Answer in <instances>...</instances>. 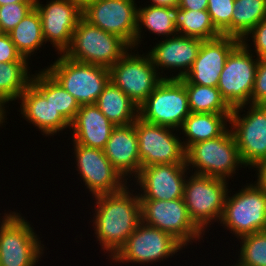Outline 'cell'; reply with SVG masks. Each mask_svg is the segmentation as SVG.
<instances>
[{
	"label": "cell",
	"instance_id": "cell-27",
	"mask_svg": "<svg viewBox=\"0 0 266 266\" xmlns=\"http://www.w3.org/2000/svg\"><path fill=\"white\" fill-rule=\"evenodd\" d=\"M31 84L47 99L70 124L74 120L80 105L45 69L38 70Z\"/></svg>",
	"mask_w": 266,
	"mask_h": 266
},
{
	"label": "cell",
	"instance_id": "cell-21",
	"mask_svg": "<svg viewBox=\"0 0 266 266\" xmlns=\"http://www.w3.org/2000/svg\"><path fill=\"white\" fill-rule=\"evenodd\" d=\"M103 150L112 166L126 180L135 178L141 169L136 121L125 126H115Z\"/></svg>",
	"mask_w": 266,
	"mask_h": 266
},
{
	"label": "cell",
	"instance_id": "cell-5",
	"mask_svg": "<svg viewBox=\"0 0 266 266\" xmlns=\"http://www.w3.org/2000/svg\"><path fill=\"white\" fill-rule=\"evenodd\" d=\"M53 64L44 69L79 103L96 104L99 95L110 81L109 68L74 61L58 54Z\"/></svg>",
	"mask_w": 266,
	"mask_h": 266
},
{
	"label": "cell",
	"instance_id": "cell-9",
	"mask_svg": "<svg viewBox=\"0 0 266 266\" xmlns=\"http://www.w3.org/2000/svg\"><path fill=\"white\" fill-rule=\"evenodd\" d=\"M185 247L172 235L142 221L110 259L113 263L153 264L170 259Z\"/></svg>",
	"mask_w": 266,
	"mask_h": 266
},
{
	"label": "cell",
	"instance_id": "cell-14",
	"mask_svg": "<svg viewBox=\"0 0 266 266\" xmlns=\"http://www.w3.org/2000/svg\"><path fill=\"white\" fill-rule=\"evenodd\" d=\"M179 130L136 119L141 168L157 164L185 163V149Z\"/></svg>",
	"mask_w": 266,
	"mask_h": 266
},
{
	"label": "cell",
	"instance_id": "cell-30",
	"mask_svg": "<svg viewBox=\"0 0 266 266\" xmlns=\"http://www.w3.org/2000/svg\"><path fill=\"white\" fill-rule=\"evenodd\" d=\"M174 20L180 35L202 40H210L222 35L215 28L207 10L194 11L178 7L174 9Z\"/></svg>",
	"mask_w": 266,
	"mask_h": 266
},
{
	"label": "cell",
	"instance_id": "cell-13",
	"mask_svg": "<svg viewBox=\"0 0 266 266\" xmlns=\"http://www.w3.org/2000/svg\"><path fill=\"white\" fill-rule=\"evenodd\" d=\"M258 61L242 42L228 55L217 88L232 109L250 104Z\"/></svg>",
	"mask_w": 266,
	"mask_h": 266
},
{
	"label": "cell",
	"instance_id": "cell-39",
	"mask_svg": "<svg viewBox=\"0 0 266 266\" xmlns=\"http://www.w3.org/2000/svg\"><path fill=\"white\" fill-rule=\"evenodd\" d=\"M178 7L194 11L207 10L208 0H179Z\"/></svg>",
	"mask_w": 266,
	"mask_h": 266
},
{
	"label": "cell",
	"instance_id": "cell-31",
	"mask_svg": "<svg viewBox=\"0 0 266 266\" xmlns=\"http://www.w3.org/2000/svg\"><path fill=\"white\" fill-rule=\"evenodd\" d=\"M266 18V0H235L231 19V37L242 41Z\"/></svg>",
	"mask_w": 266,
	"mask_h": 266
},
{
	"label": "cell",
	"instance_id": "cell-25",
	"mask_svg": "<svg viewBox=\"0 0 266 266\" xmlns=\"http://www.w3.org/2000/svg\"><path fill=\"white\" fill-rule=\"evenodd\" d=\"M96 106L115 126L132 124L139 117V107L111 81L104 87Z\"/></svg>",
	"mask_w": 266,
	"mask_h": 266
},
{
	"label": "cell",
	"instance_id": "cell-4",
	"mask_svg": "<svg viewBox=\"0 0 266 266\" xmlns=\"http://www.w3.org/2000/svg\"><path fill=\"white\" fill-rule=\"evenodd\" d=\"M131 47L117 35L90 24L83 17L63 53L71 60L107 68L112 67Z\"/></svg>",
	"mask_w": 266,
	"mask_h": 266
},
{
	"label": "cell",
	"instance_id": "cell-32",
	"mask_svg": "<svg viewBox=\"0 0 266 266\" xmlns=\"http://www.w3.org/2000/svg\"><path fill=\"white\" fill-rule=\"evenodd\" d=\"M185 88L191 113H232V108L222 98L217 87L185 84Z\"/></svg>",
	"mask_w": 266,
	"mask_h": 266
},
{
	"label": "cell",
	"instance_id": "cell-43",
	"mask_svg": "<svg viewBox=\"0 0 266 266\" xmlns=\"http://www.w3.org/2000/svg\"><path fill=\"white\" fill-rule=\"evenodd\" d=\"M7 113L8 112H6L4 109H3V107L0 105V126L2 127L4 124V122L6 123L7 121H5L6 119H8L7 118Z\"/></svg>",
	"mask_w": 266,
	"mask_h": 266
},
{
	"label": "cell",
	"instance_id": "cell-41",
	"mask_svg": "<svg viewBox=\"0 0 266 266\" xmlns=\"http://www.w3.org/2000/svg\"><path fill=\"white\" fill-rule=\"evenodd\" d=\"M151 5L169 7L172 9L178 8L179 0H150Z\"/></svg>",
	"mask_w": 266,
	"mask_h": 266
},
{
	"label": "cell",
	"instance_id": "cell-8",
	"mask_svg": "<svg viewBox=\"0 0 266 266\" xmlns=\"http://www.w3.org/2000/svg\"><path fill=\"white\" fill-rule=\"evenodd\" d=\"M229 125L244 167L252 169L266 161V105L244 104L233 108Z\"/></svg>",
	"mask_w": 266,
	"mask_h": 266
},
{
	"label": "cell",
	"instance_id": "cell-28",
	"mask_svg": "<svg viewBox=\"0 0 266 266\" xmlns=\"http://www.w3.org/2000/svg\"><path fill=\"white\" fill-rule=\"evenodd\" d=\"M30 62H5L0 64V105L7 111V104L19 100L31 84Z\"/></svg>",
	"mask_w": 266,
	"mask_h": 266
},
{
	"label": "cell",
	"instance_id": "cell-45",
	"mask_svg": "<svg viewBox=\"0 0 266 266\" xmlns=\"http://www.w3.org/2000/svg\"><path fill=\"white\" fill-rule=\"evenodd\" d=\"M231 266H240L238 263H233V265H231Z\"/></svg>",
	"mask_w": 266,
	"mask_h": 266
},
{
	"label": "cell",
	"instance_id": "cell-2",
	"mask_svg": "<svg viewBox=\"0 0 266 266\" xmlns=\"http://www.w3.org/2000/svg\"><path fill=\"white\" fill-rule=\"evenodd\" d=\"M185 162L189 172L224 180L232 179L239 168H246L229 128L217 138L190 145L185 150Z\"/></svg>",
	"mask_w": 266,
	"mask_h": 266
},
{
	"label": "cell",
	"instance_id": "cell-6",
	"mask_svg": "<svg viewBox=\"0 0 266 266\" xmlns=\"http://www.w3.org/2000/svg\"><path fill=\"white\" fill-rule=\"evenodd\" d=\"M189 174L184 185V203L190 218L205 233L208 226L219 224L222 218L229 180Z\"/></svg>",
	"mask_w": 266,
	"mask_h": 266
},
{
	"label": "cell",
	"instance_id": "cell-10",
	"mask_svg": "<svg viewBox=\"0 0 266 266\" xmlns=\"http://www.w3.org/2000/svg\"><path fill=\"white\" fill-rule=\"evenodd\" d=\"M141 221L178 240L186 249L203 240L204 232L190 218L183 198L175 200L140 199Z\"/></svg>",
	"mask_w": 266,
	"mask_h": 266
},
{
	"label": "cell",
	"instance_id": "cell-16",
	"mask_svg": "<svg viewBox=\"0 0 266 266\" xmlns=\"http://www.w3.org/2000/svg\"><path fill=\"white\" fill-rule=\"evenodd\" d=\"M136 0H94L83 11L82 17L90 24L117 35L136 49Z\"/></svg>",
	"mask_w": 266,
	"mask_h": 266
},
{
	"label": "cell",
	"instance_id": "cell-11",
	"mask_svg": "<svg viewBox=\"0 0 266 266\" xmlns=\"http://www.w3.org/2000/svg\"><path fill=\"white\" fill-rule=\"evenodd\" d=\"M190 113L185 83L181 78L163 79L139 106V118L143 121L177 130Z\"/></svg>",
	"mask_w": 266,
	"mask_h": 266
},
{
	"label": "cell",
	"instance_id": "cell-35",
	"mask_svg": "<svg viewBox=\"0 0 266 266\" xmlns=\"http://www.w3.org/2000/svg\"><path fill=\"white\" fill-rule=\"evenodd\" d=\"M35 7V2L10 3L0 6V27L8 34Z\"/></svg>",
	"mask_w": 266,
	"mask_h": 266
},
{
	"label": "cell",
	"instance_id": "cell-20",
	"mask_svg": "<svg viewBox=\"0 0 266 266\" xmlns=\"http://www.w3.org/2000/svg\"><path fill=\"white\" fill-rule=\"evenodd\" d=\"M240 42L239 39L227 35L203 40L192 68L181 79L185 84L217 87L228 55Z\"/></svg>",
	"mask_w": 266,
	"mask_h": 266
},
{
	"label": "cell",
	"instance_id": "cell-34",
	"mask_svg": "<svg viewBox=\"0 0 266 266\" xmlns=\"http://www.w3.org/2000/svg\"><path fill=\"white\" fill-rule=\"evenodd\" d=\"M235 0H208L207 11L215 28L222 34L231 37V19Z\"/></svg>",
	"mask_w": 266,
	"mask_h": 266
},
{
	"label": "cell",
	"instance_id": "cell-42",
	"mask_svg": "<svg viewBox=\"0 0 266 266\" xmlns=\"http://www.w3.org/2000/svg\"><path fill=\"white\" fill-rule=\"evenodd\" d=\"M70 3L77 5L82 11L94 0H68Z\"/></svg>",
	"mask_w": 266,
	"mask_h": 266
},
{
	"label": "cell",
	"instance_id": "cell-24",
	"mask_svg": "<svg viewBox=\"0 0 266 266\" xmlns=\"http://www.w3.org/2000/svg\"><path fill=\"white\" fill-rule=\"evenodd\" d=\"M230 115L231 114L190 113L179 129V133L183 134L181 138L183 140L182 144L184 149L186 150L192 144L221 136L230 128Z\"/></svg>",
	"mask_w": 266,
	"mask_h": 266
},
{
	"label": "cell",
	"instance_id": "cell-29",
	"mask_svg": "<svg viewBox=\"0 0 266 266\" xmlns=\"http://www.w3.org/2000/svg\"><path fill=\"white\" fill-rule=\"evenodd\" d=\"M8 34L16 50L28 60L46 44L41 18L35 7Z\"/></svg>",
	"mask_w": 266,
	"mask_h": 266
},
{
	"label": "cell",
	"instance_id": "cell-38",
	"mask_svg": "<svg viewBox=\"0 0 266 266\" xmlns=\"http://www.w3.org/2000/svg\"><path fill=\"white\" fill-rule=\"evenodd\" d=\"M5 62H29V60L16 50L9 34L0 35V64Z\"/></svg>",
	"mask_w": 266,
	"mask_h": 266
},
{
	"label": "cell",
	"instance_id": "cell-40",
	"mask_svg": "<svg viewBox=\"0 0 266 266\" xmlns=\"http://www.w3.org/2000/svg\"><path fill=\"white\" fill-rule=\"evenodd\" d=\"M252 169L257 173L254 183L266 194V161L256 164Z\"/></svg>",
	"mask_w": 266,
	"mask_h": 266
},
{
	"label": "cell",
	"instance_id": "cell-23",
	"mask_svg": "<svg viewBox=\"0 0 266 266\" xmlns=\"http://www.w3.org/2000/svg\"><path fill=\"white\" fill-rule=\"evenodd\" d=\"M114 128L96 104L80 105L70 124L72 144L104 149Z\"/></svg>",
	"mask_w": 266,
	"mask_h": 266
},
{
	"label": "cell",
	"instance_id": "cell-26",
	"mask_svg": "<svg viewBox=\"0 0 266 266\" xmlns=\"http://www.w3.org/2000/svg\"><path fill=\"white\" fill-rule=\"evenodd\" d=\"M144 6L139 5L137 9L136 50L143 41L142 36L145 33L142 29L144 28L145 32L147 29L149 33L157 34L159 37L162 35L163 38L178 34L174 20V9L150 4Z\"/></svg>",
	"mask_w": 266,
	"mask_h": 266
},
{
	"label": "cell",
	"instance_id": "cell-1",
	"mask_svg": "<svg viewBox=\"0 0 266 266\" xmlns=\"http://www.w3.org/2000/svg\"><path fill=\"white\" fill-rule=\"evenodd\" d=\"M129 187L130 184L121 191L99 194L93 199L95 238L102 251L109 254L106 258L109 260L141 222L140 197L137 191Z\"/></svg>",
	"mask_w": 266,
	"mask_h": 266
},
{
	"label": "cell",
	"instance_id": "cell-19",
	"mask_svg": "<svg viewBox=\"0 0 266 266\" xmlns=\"http://www.w3.org/2000/svg\"><path fill=\"white\" fill-rule=\"evenodd\" d=\"M155 46L151 47L148 55L160 75L164 79H180L183 78L192 68L194 60L197 58L198 52L203 40L197 37H188L176 34L167 38H161ZM172 69L171 72L178 70L173 76H166L164 71ZM164 70V71H163ZM174 70V71H173ZM163 73L165 76H163Z\"/></svg>",
	"mask_w": 266,
	"mask_h": 266
},
{
	"label": "cell",
	"instance_id": "cell-18",
	"mask_svg": "<svg viewBox=\"0 0 266 266\" xmlns=\"http://www.w3.org/2000/svg\"><path fill=\"white\" fill-rule=\"evenodd\" d=\"M42 3L35 0L45 42H50L57 54H63L69 47L72 34L82 18V10L68 0H47L46 4Z\"/></svg>",
	"mask_w": 266,
	"mask_h": 266
},
{
	"label": "cell",
	"instance_id": "cell-15",
	"mask_svg": "<svg viewBox=\"0 0 266 266\" xmlns=\"http://www.w3.org/2000/svg\"><path fill=\"white\" fill-rule=\"evenodd\" d=\"M75 168L92 198L123 190L129 182L110 163L103 149L72 144Z\"/></svg>",
	"mask_w": 266,
	"mask_h": 266
},
{
	"label": "cell",
	"instance_id": "cell-7",
	"mask_svg": "<svg viewBox=\"0 0 266 266\" xmlns=\"http://www.w3.org/2000/svg\"><path fill=\"white\" fill-rule=\"evenodd\" d=\"M231 190L226 196L220 226H224L237 239L265 231L266 194L251 182L244 185L235 194ZM230 192H232V196Z\"/></svg>",
	"mask_w": 266,
	"mask_h": 266
},
{
	"label": "cell",
	"instance_id": "cell-36",
	"mask_svg": "<svg viewBox=\"0 0 266 266\" xmlns=\"http://www.w3.org/2000/svg\"><path fill=\"white\" fill-rule=\"evenodd\" d=\"M251 38H250V37ZM249 38V39H248ZM248 39V40H247ZM252 39V40H251ZM251 40V41H250ZM250 41V44L248 43ZM258 59L266 58V18L259 22L241 41ZM253 44H252V43ZM252 44V45H251ZM254 45V46H253ZM254 47V48H251ZM252 49V50H251Z\"/></svg>",
	"mask_w": 266,
	"mask_h": 266
},
{
	"label": "cell",
	"instance_id": "cell-37",
	"mask_svg": "<svg viewBox=\"0 0 266 266\" xmlns=\"http://www.w3.org/2000/svg\"><path fill=\"white\" fill-rule=\"evenodd\" d=\"M250 104L266 105V58L258 61Z\"/></svg>",
	"mask_w": 266,
	"mask_h": 266
},
{
	"label": "cell",
	"instance_id": "cell-12",
	"mask_svg": "<svg viewBox=\"0 0 266 266\" xmlns=\"http://www.w3.org/2000/svg\"><path fill=\"white\" fill-rule=\"evenodd\" d=\"M130 48L109 68L110 81L119 87L138 107L163 81L148 53L137 54Z\"/></svg>",
	"mask_w": 266,
	"mask_h": 266
},
{
	"label": "cell",
	"instance_id": "cell-17",
	"mask_svg": "<svg viewBox=\"0 0 266 266\" xmlns=\"http://www.w3.org/2000/svg\"><path fill=\"white\" fill-rule=\"evenodd\" d=\"M187 175L186 162L157 164L141 168L132 181L139 186L135 189H138L140 199L175 200L183 198Z\"/></svg>",
	"mask_w": 266,
	"mask_h": 266
},
{
	"label": "cell",
	"instance_id": "cell-3",
	"mask_svg": "<svg viewBox=\"0 0 266 266\" xmlns=\"http://www.w3.org/2000/svg\"><path fill=\"white\" fill-rule=\"evenodd\" d=\"M20 213L7 211L0 218V266H36L45 253L35 228Z\"/></svg>",
	"mask_w": 266,
	"mask_h": 266
},
{
	"label": "cell",
	"instance_id": "cell-44",
	"mask_svg": "<svg viewBox=\"0 0 266 266\" xmlns=\"http://www.w3.org/2000/svg\"><path fill=\"white\" fill-rule=\"evenodd\" d=\"M20 2H35V0H0V6L10 3H20Z\"/></svg>",
	"mask_w": 266,
	"mask_h": 266
},
{
	"label": "cell",
	"instance_id": "cell-33",
	"mask_svg": "<svg viewBox=\"0 0 266 266\" xmlns=\"http://www.w3.org/2000/svg\"><path fill=\"white\" fill-rule=\"evenodd\" d=\"M240 242L236 263L240 266H266V231L245 235Z\"/></svg>",
	"mask_w": 266,
	"mask_h": 266
},
{
	"label": "cell",
	"instance_id": "cell-22",
	"mask_svg": "<svg viewBox=\"0 0 266 266\" xmlns=\"http://www.w3.org/2000/svg\"><path fill=\"white\" fill-rule=\"evenodd\" d=\"M20 114L27 122L38 128L45 137L56 135L69 128L70 123L52 106L32 84L19 98ZM61 131V132H60Z\"/></svg>",
	"mask_w": 266,
	"mask_h": 266
}]
</instances>
